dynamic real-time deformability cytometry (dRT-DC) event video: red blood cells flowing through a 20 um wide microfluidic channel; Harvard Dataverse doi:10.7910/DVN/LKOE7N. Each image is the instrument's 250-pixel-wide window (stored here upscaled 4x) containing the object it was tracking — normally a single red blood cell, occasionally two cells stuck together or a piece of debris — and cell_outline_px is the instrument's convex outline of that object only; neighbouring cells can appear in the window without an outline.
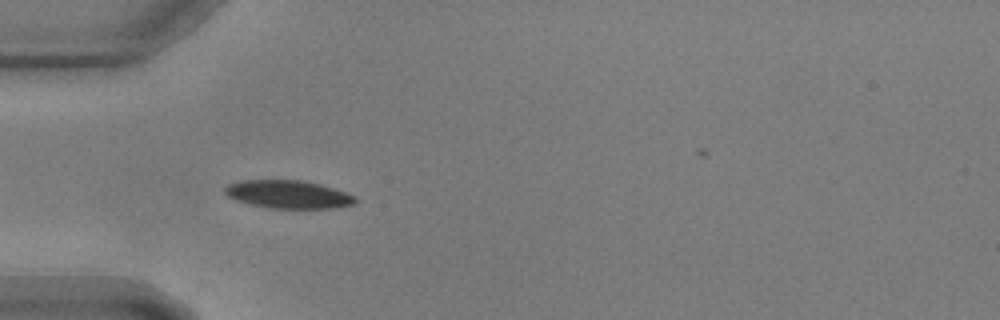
{"species": "common noctule bat (a hibernating species)", "species_latin": "Nyctalus noctula", "temperature_condition": "warm", "stored_images_in_passage": 23, "camera_frame_rate_fps": 3000, "um_per_image_px": 0.085, "animal": {"sex": "male", "body_mass_g": 17.9, "forearm_length_mm": 54.2}, "frame": {"image": 1, "passage_image": 5, "time_ms": 1.333, "image_size_px": [1000, 320], "cell_outline_px": [[356, 204], [336, 208], [268, 208], [236, 200], [228, 196], [224, 192], [224, 188], [228, 184], [240, 180], [300, 180], [320, 184], [356, 196]], "centroid_in_image_um": [24.5, 16.52], "position_along_channel_um": 60.5, "area_um2": 21.27}}
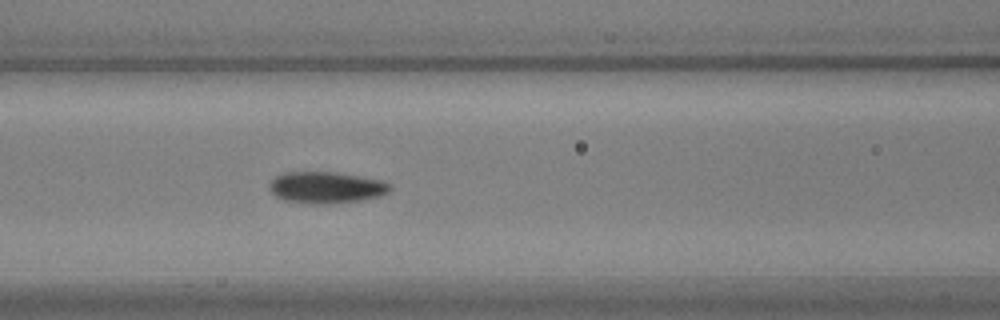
{"frame": {"image": 2, "passage_image": 12, "time_ms": 3.667, "image_size_px": [1000, 320], "cell_outline_px": [[392, 188], [388, 192], [380, 196], [360, 200], [328, 204], [308, 204], [284, 200], [276, 196], [268, 188], [268, 184], [276, 176], [284, 172], [336, 172], [380, 180], [392, 184]], "centroid_in_image_um": [27.71, 15.94], "position_along_channel_um": 138.9, "area_um2": 22.25}}
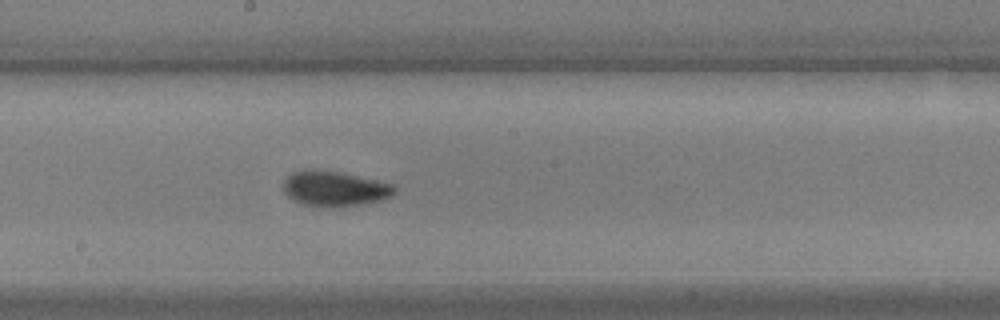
{"frame": {"image": 3, "passage_image": 19, "time_ms": 6.0, "image_size_px": [1000, 320], "cell_outline_px": [[396, 192], [384, 200], [364, 204], [332, 208], [324, 208], [300, 204], [292, 200], [284, 192], [284, 180], [292, 172], [304, 168], [316, 168], [340, 172], [392, 184], [396, 188]], "centroid_in_image_um": [28.4, 16.04], "position_along_channel_um": 219.8, "area_um2": 23.35}}